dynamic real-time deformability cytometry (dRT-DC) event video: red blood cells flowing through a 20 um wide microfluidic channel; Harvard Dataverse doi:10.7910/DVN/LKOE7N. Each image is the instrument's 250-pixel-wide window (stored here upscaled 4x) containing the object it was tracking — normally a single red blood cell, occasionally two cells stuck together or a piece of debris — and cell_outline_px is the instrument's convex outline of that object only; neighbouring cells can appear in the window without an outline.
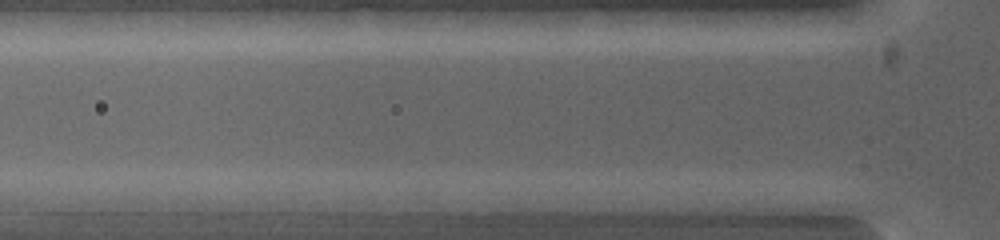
{"species": "common noctule bat (a hibernating species)", "species_latin": "Nyctalus noctula", "temperature_condition": "warm", "stored_images_in_passage": 2, "camera_frame_rate_fps": 5000, "um_per_image_px": 0.085, "animal": {"sex": "female", "body_mass_g": 19.0, "forearm_length_mm": 53.3}, "frame": {"image": 1, "passage_image": 2, "time_ms": 0.6, "image_size_px": [1000, 240], "cell_outline_px": [[788, 212], [784, 216], [772, 216], [652, 208], [628, 200], [696, 192], [704, 192], [788, 200]], "centroid_in_image_um": [61.05, 17.32], "position_along_channel_um": 64.7, "area_um2": 17.74}}